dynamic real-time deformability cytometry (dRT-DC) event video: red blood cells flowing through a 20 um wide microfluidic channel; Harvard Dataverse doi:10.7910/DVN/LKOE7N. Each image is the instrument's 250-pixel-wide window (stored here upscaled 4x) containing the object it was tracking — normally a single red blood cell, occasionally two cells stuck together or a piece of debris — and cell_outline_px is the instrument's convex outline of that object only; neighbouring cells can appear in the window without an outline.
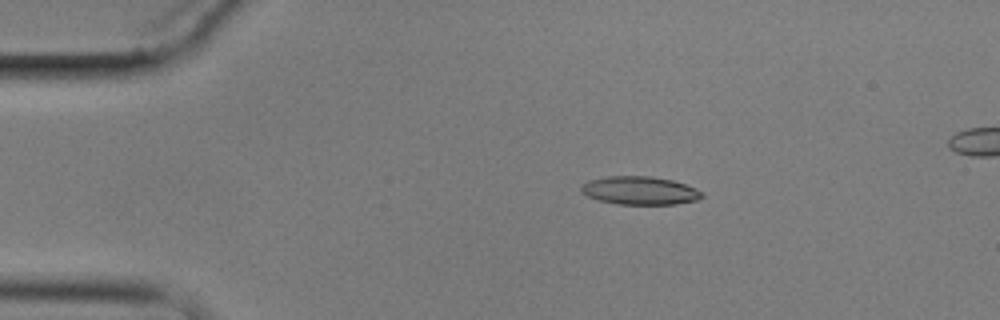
{"species": "common noctule bat (a hibernating species)", "species_latin": "Nyctalus noctula", "temperature_condition": "cold", "stored_images_in_passage": 8, "camera_frame_rate_fps": 3000, "um_per_image_px": 0.085, "animal": {"sex": "male", "body_mass_g": 17.9}, "frame": {"image": 1, "passage_image": 3, "time_ms": 2.333, "image_size_px": [1000, 320], "cell_outline_px": [[704, 196], [696, 200], [676, 204], [616, 204], [600, 200], [588, 196], [580, 188], [588, 180], [604, 176], [652, 176], [672, 180], [684, 184], [704, 192]], "centroid_in_image_um": [54.4, 16.19], "position_along_channel_um": 30.6, "area_um2": 19.77}}
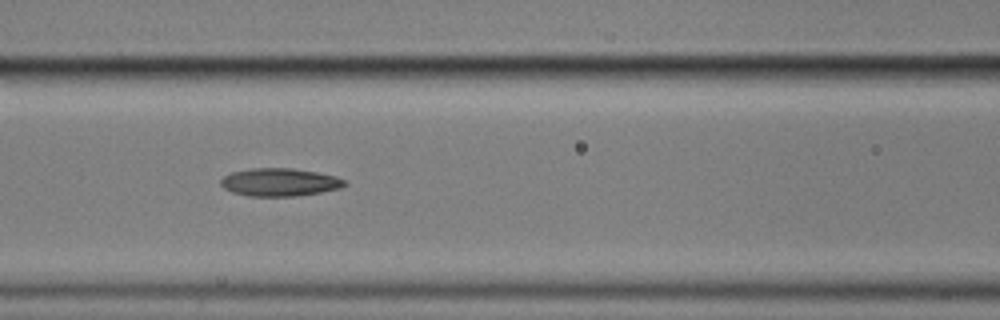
{"frame": {"image": 2, "passage_image": 7, "time_ms": 7.0, "image_size_px": [1000, 320], "cell_outline_px": [[348, 184], [340, 188], [320, 192], [296, 196], [248, 196], [232, 192], [224, 188], [220, 184], [220, 180], [224, 176], [232, 172], [252, 168], [292, 168], [316, 172], [336, 176], [344, 180]], "centroid_in_image_um": [23.76, 15.48], "position_along_channel_um": 142.8, "area_um2": 20.11}}
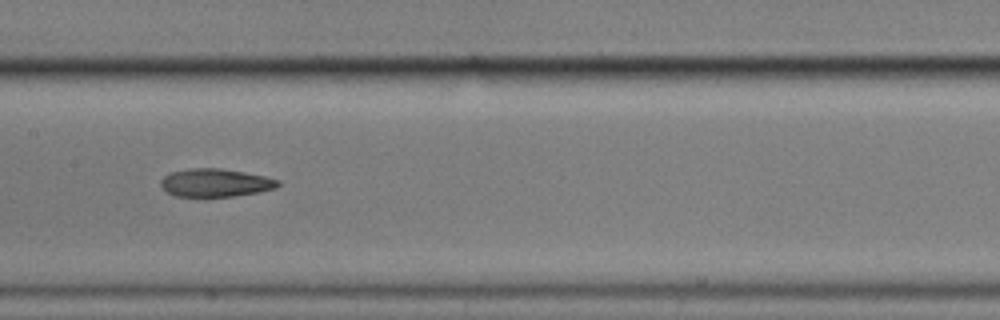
{"frame": {"image": 3, "passage_image": 8, "time_ms": 8.333, "image_size_px": [1000, 320], "cell_outline_px": [[280, 184], [276, 188], [260, 192], [232, 196], [176, 196], [168, 192], [160, 184], [160, 180], [168, 172], [188, 168], [220, 168], [244, 172], [264, 176], [280, 180]], "centroid_in_image_um": [18.31, 15.52], "position_along_channel_um": 189.1, "area_um2": 19.19}}